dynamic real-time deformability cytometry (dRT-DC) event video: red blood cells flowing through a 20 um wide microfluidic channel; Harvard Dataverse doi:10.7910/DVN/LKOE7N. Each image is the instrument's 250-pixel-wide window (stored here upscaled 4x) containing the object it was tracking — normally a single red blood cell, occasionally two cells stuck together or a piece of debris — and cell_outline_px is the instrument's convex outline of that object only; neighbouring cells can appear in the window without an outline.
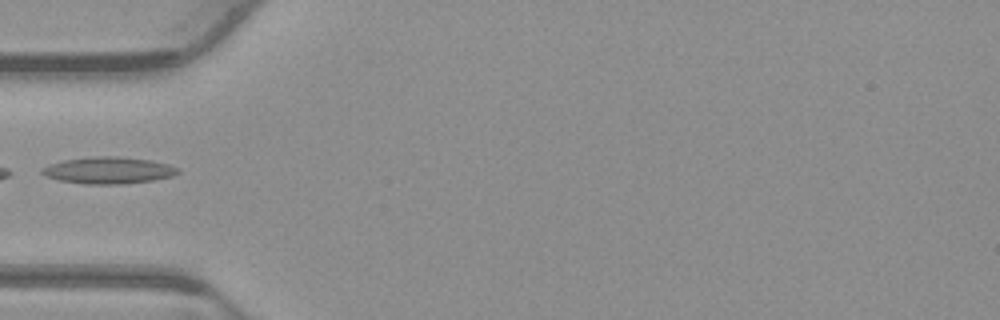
{"species": "common noctule bat (a hibernating species)", "species_latin": "Nyctalus noctula", "temperature_condition": "warm", "stored_images_in_passage": 21, "camera_frame_rate_fps": 3000, "um_per_image_px": 0.085, "animal": {"sex": "male", "body_mass_g": 23.1, "forearm_length_mm": 52.7}, "frame": {"image": 1, "passage_image": 1, "time_ms": 0.0, "image_size_px": [1000, 320], "cell_outline_px": [[180, 172], [172, 176], [152, 180], [120, 184], [84, 184], [60, 180], [44, 176], [40, 172], [40, 168], [64, 160], [92, 156], [120, 156], [148, 160], [168, 164], [180, 168]], "centroid_in_image_um": [9.21, 14.47], "position_along_channel_um": 75.8, "area_um2": 21.15}}
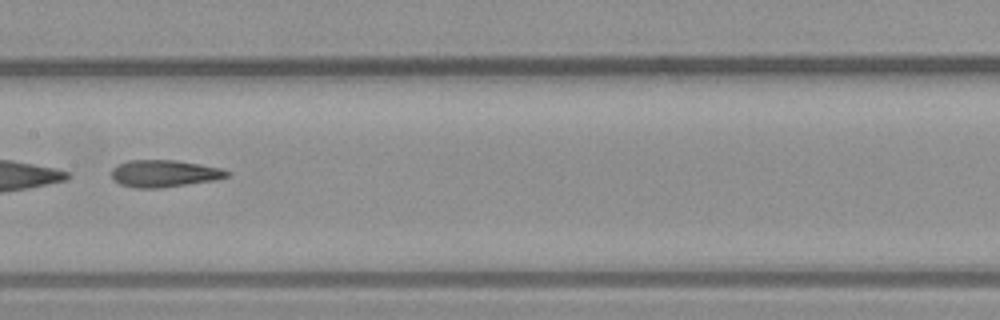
{"frame": {"image": 2, "passage_image": 10, "time_ms": 3.0, "image_size_px": [1000, 320], "cell_outline_px": [[228, 176], [212, 180], [160, 188], [136, 188], [120, 184], [112, 180], [112, 168], [116, 164], [128, 160], [176, 160], [200, 164], [220, 168], [228, 172]], "centroid_in_image_um": [13.87, 14.74], "position_along_channel_um": 193.5, "area_um2": 18.09}}